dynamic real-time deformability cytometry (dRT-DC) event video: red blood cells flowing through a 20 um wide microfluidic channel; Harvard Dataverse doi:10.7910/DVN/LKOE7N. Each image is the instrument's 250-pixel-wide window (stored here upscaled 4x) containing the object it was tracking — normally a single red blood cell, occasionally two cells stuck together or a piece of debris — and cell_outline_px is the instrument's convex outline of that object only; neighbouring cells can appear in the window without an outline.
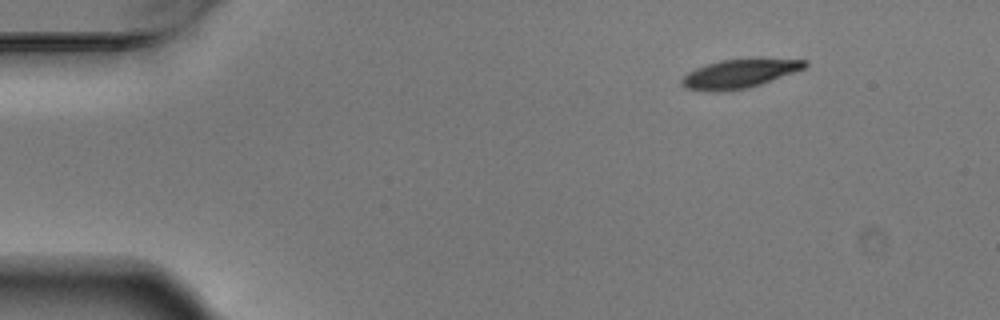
{"species": "Egyptian fruit bat (a non-hibernating species)", "species_latin": "Rousettus aegyptiacus", "temperature_condition": "warm", "stored_images_in_passage": 4, "camera_frame_rate_fps": 3000, "um_per_image_px": 0.085, "animal": {"sex": "male"}, "frame": {"image": 1, "passage_image": 4, "time_ms": 1.0, "image_size_px": [1000, 320], "cell_outline_px": [[808, 64], [804, 68], [760, 84], [748, 88], [716, 92], [708, 92], [684, 88], [680, 84], [680, 80], [688, 72], [696, 68], [720, 60], [808, 60]], "centroid_in_image_um": [62.74, 6.3], "position_along_channel_um": 22.3, "area_um2": 20.06}}